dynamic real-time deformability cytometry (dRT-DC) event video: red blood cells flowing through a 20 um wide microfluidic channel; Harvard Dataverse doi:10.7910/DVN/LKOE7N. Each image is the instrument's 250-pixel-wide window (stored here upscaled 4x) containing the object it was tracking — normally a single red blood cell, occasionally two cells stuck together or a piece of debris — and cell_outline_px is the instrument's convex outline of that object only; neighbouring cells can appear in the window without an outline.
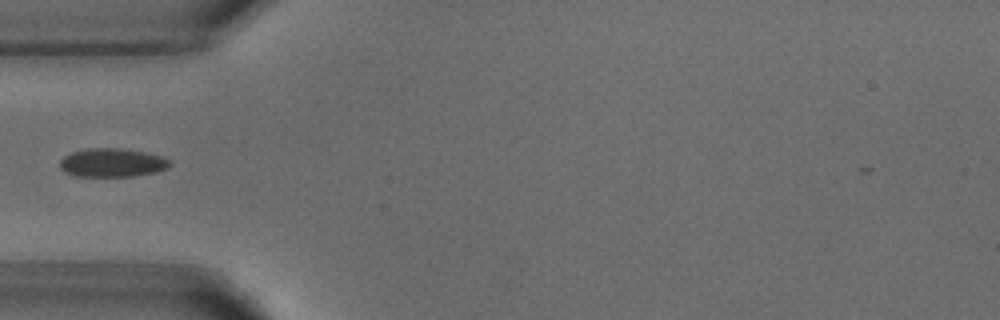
{"species": "common noctule bat (a hibernating species)", "species_latin": "Nyctalus noctula", "temperature_condition": "warm", "stored_images_in_passage": 2, "camera_frame_rate_fps": 3000, "um_per_image_px": 0.085, "animal": {"sex": "male", "body_mass_g": 18.8}, "frame": {"image": 1, "passage_image": 1, "time_ms": 0.0, "image_size_px": [1000, 320], "cell_outline_px": [[172, 164], [168, 168], [156, 172], [136, 176], [76, 176], [64, 172], [60, 168], [60, 160], [64, 156], [72, 152], [92, 148], [120, 148], [144, 152], [160, 156], [172, 160]], "centroid_in_image_um": [9.56, 13.83], "position_along_channel_um": 75.4, "area_um2": 18.38}}